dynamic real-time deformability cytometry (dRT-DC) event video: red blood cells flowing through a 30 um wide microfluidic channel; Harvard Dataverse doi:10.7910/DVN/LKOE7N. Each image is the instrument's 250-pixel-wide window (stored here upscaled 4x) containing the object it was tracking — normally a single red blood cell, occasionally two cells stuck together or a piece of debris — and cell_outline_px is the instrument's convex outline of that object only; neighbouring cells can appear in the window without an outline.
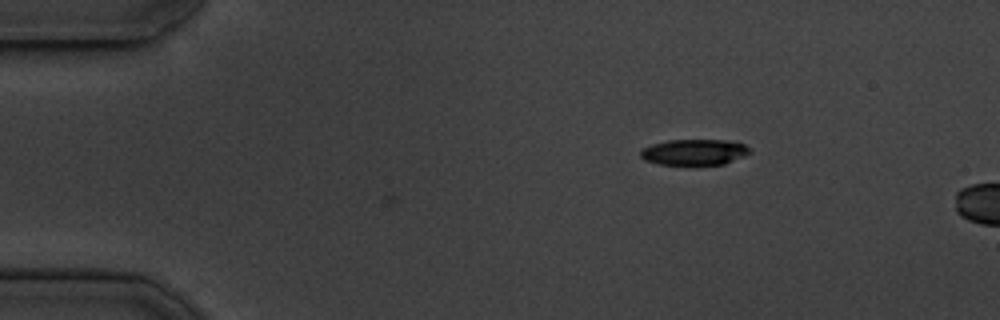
{"species": "common noctule bat (a hibernating species)", "species_latin": "Nyctalus noctula", "temperature_condition": "cold", "stored_images_in_passage": 4, "camera_frame_rate_fps": 3000, "um_per_image_px": 0.085, "animal": {"sex": "male", "body_mass_g": 19.5, "forearm_length_mm": 54.6}, "frame": {"image": 1, "passage_image": 4, "time_ms": 1.0, "image_size_px": [1000, 320], "cell_outline_px": [[752, 152], [744, 156], [724, 164], [660, 164], [644, 160], [640, 156], [640, 148], [652, 144], [668, 140], [728, 140], [744, 144]], "centroid_in_image_um": [58.99, 12.92], "position_along_channel_um": 26.0, "area_um2": 16.42}}